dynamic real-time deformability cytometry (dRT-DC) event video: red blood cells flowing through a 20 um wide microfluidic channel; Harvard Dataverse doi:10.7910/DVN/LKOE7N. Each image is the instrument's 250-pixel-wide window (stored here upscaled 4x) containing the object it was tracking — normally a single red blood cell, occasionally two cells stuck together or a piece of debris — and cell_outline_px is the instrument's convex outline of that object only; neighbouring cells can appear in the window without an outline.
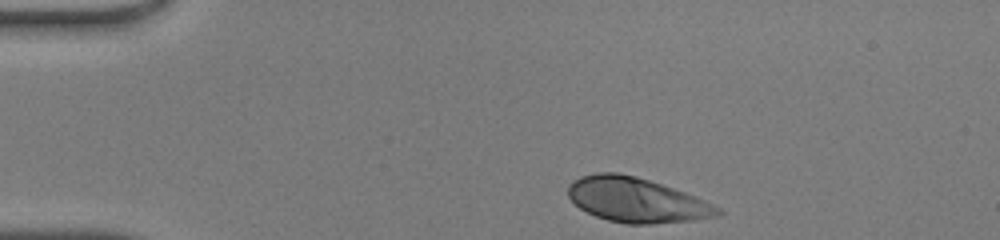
{"species": "human", "species_latin": "Homo sapiens", "temperature_condition": "warm", "stored_images_in_passage": 32, "camera_frame_rate_fps": 3000, "um_per_image_px": 0.085, "donor": {"sex": "male"}, "frame": {"image": 1, "passage_image": 1, "time_ms": 0.0, "image_size_px": [1000, 240], "cell_outline_px": [[724, 212], [716, 216], [692, 220], [652, 224], [628, 224], [608, 220], [596, 216], [580, 208], [568, 196], [568, 184], [572, 180], [580, 176], [596, 172], [616, 172], [636, 176], [684, 192], [704, 200], [720, 208]], "centroid_in_image_um": [54.07, 16.99], "position_along_channel_um": 30.9, "area_um2": 38.73}}
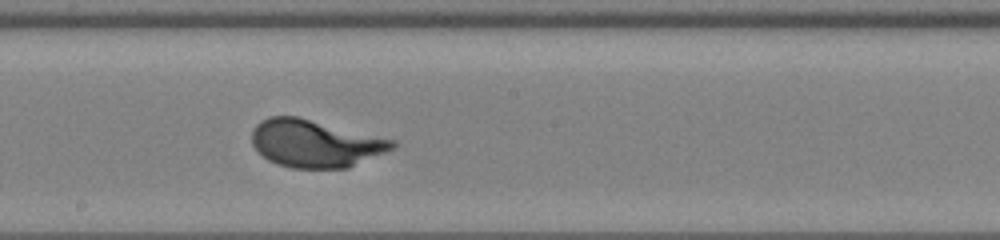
{"frame": {"image": 2, "passage_image": 19, "time_ms": 6.0, "image_size_px": [1000, 240], "cell_outline_px": [[396, 148], [348, 168], [292, 168], [276, 164], [268, 160], [252, 144], [252, 132], [256, 124], [260, 120], [268, 116], [296, 116], [396, 140]], "centroid_in_image_um": [26.8, 12.19], "position_along_channel_um": 221.4, "area_um2": 38.9}}
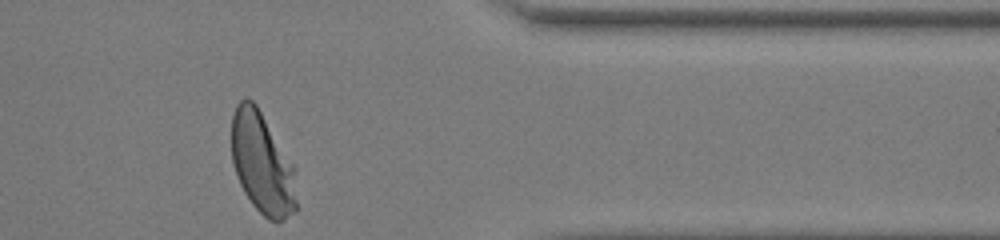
{"frame": {"image": 3, "passage_image": 32, "time_ms": 10.333, "image_size_px": [1000, 240], "cell_outline_px": [[296, 212], [284, 220], [276, 224], [268, 220], [252, 204], [244, 192], [240, 184], [232, 160], [232, 116], [236, 104], [240, 100], [252, 100], [256, 104], [296, 168]], "centroid_in_image_um": [22.32, 13.94], "position_along_channel_um": 389.1, "area_um2": 38.67}, "authors_computed_cell_mechanics": {"area_um2": 38.4948, "velocity_mm_per_s": 4.2453, "shape_relaxation_time_tau1_ms": 2.4334, "shape_relaxation_time_tau2_ms": null, "deformation_change_tau1": 0.1882, "deformation_change_tau2": null}}